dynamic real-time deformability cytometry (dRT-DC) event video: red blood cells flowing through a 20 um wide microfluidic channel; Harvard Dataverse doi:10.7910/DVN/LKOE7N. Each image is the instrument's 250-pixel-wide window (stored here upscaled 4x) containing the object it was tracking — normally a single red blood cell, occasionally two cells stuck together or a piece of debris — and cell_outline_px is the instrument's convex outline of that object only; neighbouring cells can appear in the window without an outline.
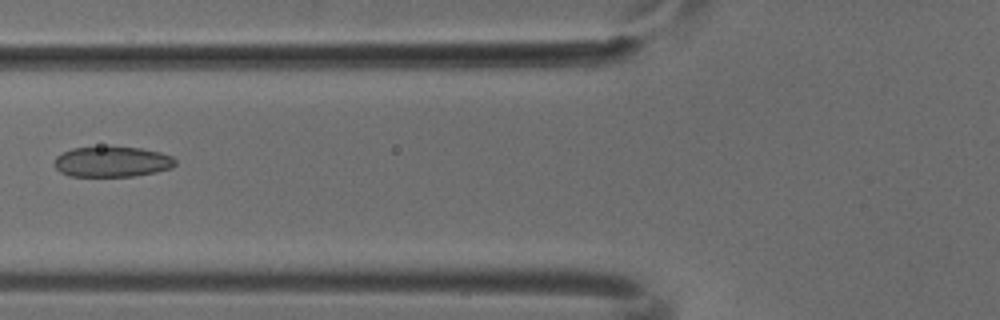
{"species": "common noctule bat (a hibernating species)", "species_latin": "Nyctalus noctula", "temperature_condition": "cold", "stored_images_in_passage": 6, "camera_frame_rate_fps": 3000, "um_per_image_px": 0.085, "animal": {"sex": "male", "body_mass_g": 18.8}, "frame": {"image": 1, "passage_image": 6, "time_ms": 1.667, "image_size_px": [1000, 320], "cell_outline_px": [[176, 164], [172, 168], [156, 172], [136, 176], [68, 176], [60, 172], [52, 164], [56, 156], [72, 148], [140, 148], [160, 152], [172, 156], [176, 160]], "centroid_in_image_um": [9.53, 13.77], "position_along_channel_um": 116.3, "area_um2": 21.33}}